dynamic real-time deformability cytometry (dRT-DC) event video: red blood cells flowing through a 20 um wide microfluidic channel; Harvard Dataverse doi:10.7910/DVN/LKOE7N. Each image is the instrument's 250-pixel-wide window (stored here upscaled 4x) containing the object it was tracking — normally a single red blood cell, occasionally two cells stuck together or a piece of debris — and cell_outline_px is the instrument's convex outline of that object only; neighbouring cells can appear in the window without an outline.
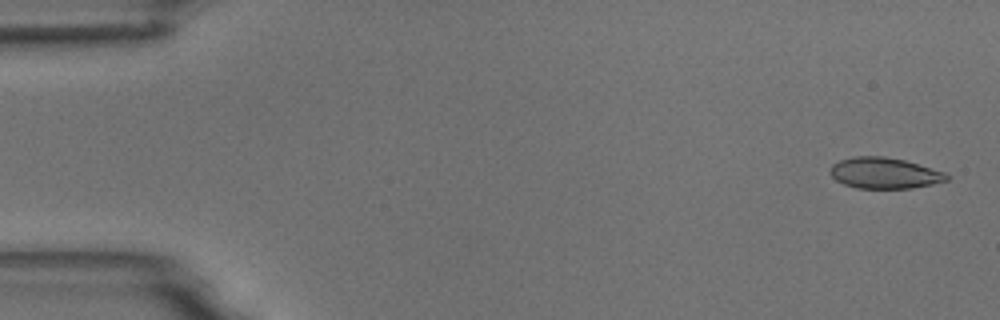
{"species": "common noctule bat (a hibernating species)", "species_latin": "Nyctalus noctula", "temperature_condition": "room temperature", "stored_images_in_passage": 5, "camera_frame_rate_fps": 3000, "um_per_image_px": 0.085, "animal": {"sex": "male", "body_mass_g": 18.8}, "frame": {"image": 1, "passage_image": 1, "time_ms": 0.0, "image_size_px": [1000, 320], "cell_outline_px": [[948, 180], [932, 184], [912, 188], [856, 188], [844, 184], [836, 180], [832, 176], [832, 164], [840, 160], [852, 156], [884, 156], [904, 160], [944, 172], [948, 176]], "centroid_in_image_um": [75.16, 14.71], "position_along_channel_um": 9.8, "area_um2": 20.81}}
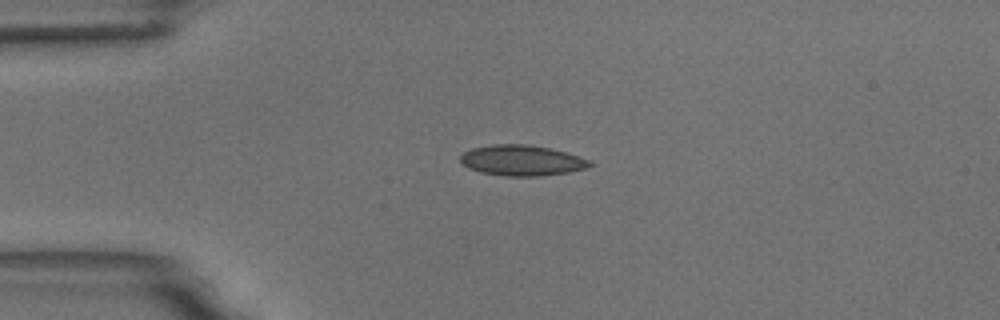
{"frame": {"image": 2, "passage_image": 4, "time_ms": 3.667, "image_size_px": [1000, 320], "cell_outline_px": [[592, 164], [588, 168], [568, 172], [536, 176], [504, 176], [480, 172], [468, 168], [460, 160], [460, 156], [464, 152], [472, 148], [492, 144], [528, 144], [548, 148], [564, 152], [588, 160]], "centroid_in_image_um": [44.31, 13.63], "position_along_channel_um": 40.7, "area_um2": 22.83}}